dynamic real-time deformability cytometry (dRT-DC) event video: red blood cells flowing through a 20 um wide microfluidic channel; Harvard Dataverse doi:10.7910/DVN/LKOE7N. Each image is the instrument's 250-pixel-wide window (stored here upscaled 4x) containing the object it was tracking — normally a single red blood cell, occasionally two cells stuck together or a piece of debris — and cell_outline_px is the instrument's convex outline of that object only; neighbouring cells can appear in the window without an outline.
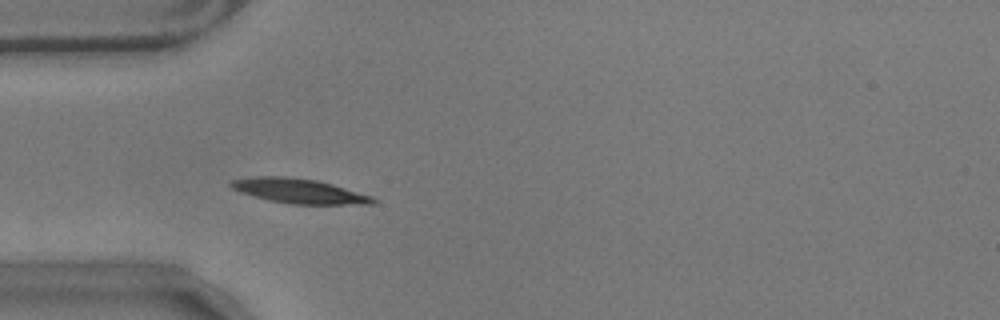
{"species": "common noctule bat (a hibernating species)", "species_latin": "Nyctalus noctula", "temperature_condition": "warm", "stored_images_in_passage": 37, "camera_frame_rate_fps": 3000, "um_per_image_px": 0.085, "animal": {"sex": "male", "body_mass_g": 17.9}, "frame": {"image": 1, "passage_image": 1, "time_ms": 0.0, "image_size_px": [1000, 320], "cell_outline_px": [[376, 204], [288, 204], [268, 200], [240, 192], [232, 188], [228, 184], [228, 180], [256, 176], [288, 176], [316, 180], [332, 184], [372, 196], [376, 200]], "centroid_in_image_um": [25.38, 16.23], "position_along_channel_um": 59.6, "area_um2": 20.52}}
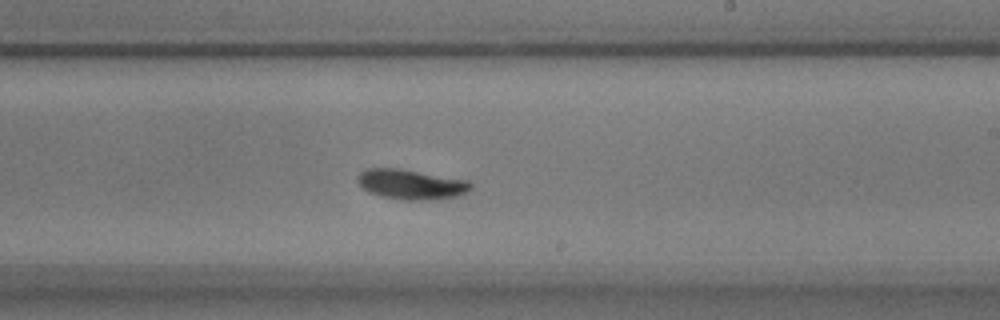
{"frame": {"image": 2, "passage_image": 18, "time_ms": 5.667, "image_size_px": [1000, 320], "cell_outline_px": [[472, 188], [468, 192], [456, 196], [440, 200], [404, 200], [380, 196], [368, 192], [356, 180], [360, 172], [364, 168], [396, 168], [468, 180], [472, 184]], "centroid_in_image_um": [34.95, 15.68], "position_along_channel_um": 254.0, "area_um2": 19.88}}
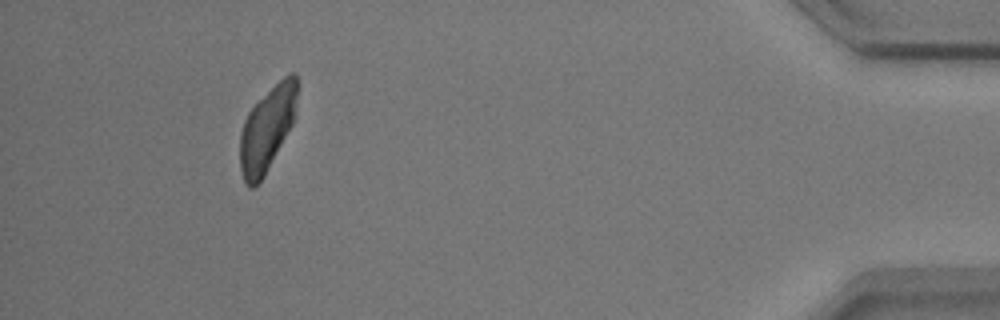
{"frame": {"image": 3, "passage_image": 33, "time_ms": 10.667, "image_size_px": [1000, 320], "cell_outline_px": [[300, 84], [292, 124], [264, 176], [252, 188], [248, 188], [244, 184], [240, 168], [240, 132], [244, 120], [248, 112], [288, 72], [296, 72]], "centroid_in_image_um": [22.71, 10.93], "position_along_channel_um": 412.5, "area_um2": 28.03}, "authors_computed_cell_mechanics": {"area_um2": 19.363, "velocity_mm_per_s": 3.4788, "shape_relaxation_time_tau1_ms": 4.4797, "shape_relaxation_time_tau2_ms": null, "deformation_change_tau1": 0.1567, "deformation_change_tau2": null}}